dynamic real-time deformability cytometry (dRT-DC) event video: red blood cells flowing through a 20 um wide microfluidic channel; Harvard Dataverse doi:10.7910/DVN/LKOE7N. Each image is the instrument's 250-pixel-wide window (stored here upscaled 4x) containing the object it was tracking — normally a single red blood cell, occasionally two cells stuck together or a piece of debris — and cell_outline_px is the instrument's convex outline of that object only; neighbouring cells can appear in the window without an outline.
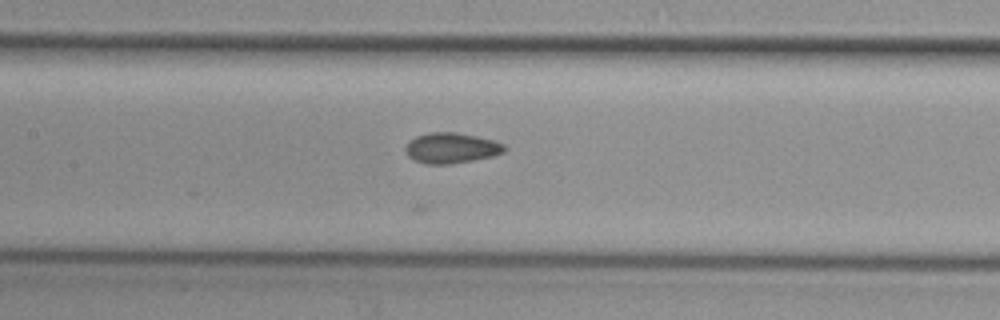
{"species": "common noctule bat (a hibernating species)", "species_latin": "Nyctalus noctula", "temperature_condition": "cold", "stored_images_in_passage": 22, "camera_frame_rate_fps": 3000, "um_per_image_px": 0.085, "animal": {"sex": "female", "body_mass_g": 29.2, "forearm_length_mm": 56.3}, "frame": {"image": 1, "passage_image": 11, "time_ms": 3.333, "image_size_px": [1000, 320], "cell_outline_px": [[504, 152], [492, 156], [472, 160], [448, 164], [428, 164], [416, 160], [408, 156], [404, 148], [408, 140], [416, 136], [428, 132], [456, 132], [476, 136], [492, 140], [504, 144]], "centroid_in_image_um": [38.31, 12.56], "position_along_channel_um": 169.1, "area_um2": 17.46}}
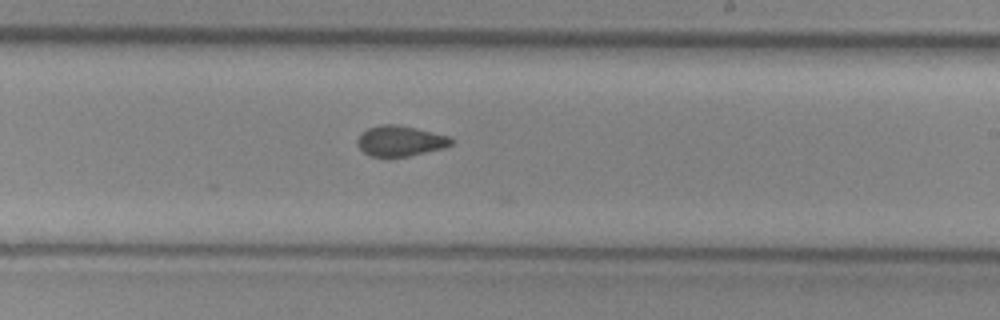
{"frame": {"image": 2, "passage_image": 18, "time_ms": 5.667, "image_size_px": [1000, 320], "cell_outline_px": [[456, 140], [452, 144], [440, 148], [408, 156], [372, 156], [364, 152], [356, 144], [356, 140], [368, 128], [380, 124], [396, 124], [448, 136]], "centroid_in_image_um": [34.0, 11.97], "position_along_channel_um": 255.0, "area_um2": 16.24}}
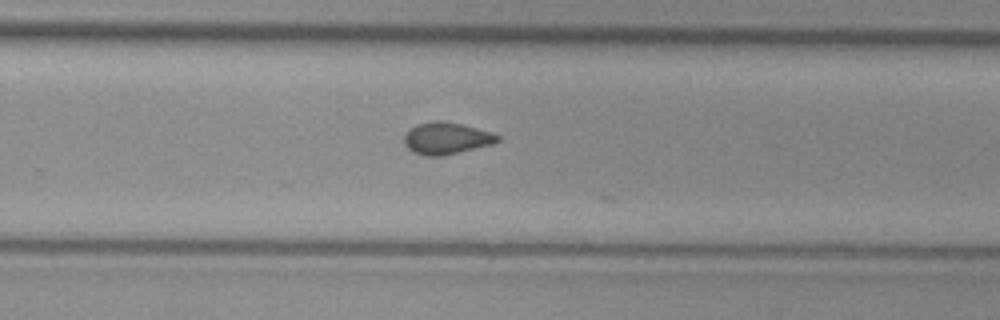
{"frame": {"image": 3, "passage_image": 21, "time_ms": 6.667, "image_size_px": [1000, 320], "cell_outline_px": [[500, 140], [492, 144], [444, 156], [424, 156], [412, 152], [404, 144], [404, 136], [416, 124], [432, 120], [444, 120], [464, 124], [492, 132], [500, 136]], "centroid_in_image_um": [37.95, 11.75], "position_along_channel_um": 291.8, "area_um2": 17.63}}